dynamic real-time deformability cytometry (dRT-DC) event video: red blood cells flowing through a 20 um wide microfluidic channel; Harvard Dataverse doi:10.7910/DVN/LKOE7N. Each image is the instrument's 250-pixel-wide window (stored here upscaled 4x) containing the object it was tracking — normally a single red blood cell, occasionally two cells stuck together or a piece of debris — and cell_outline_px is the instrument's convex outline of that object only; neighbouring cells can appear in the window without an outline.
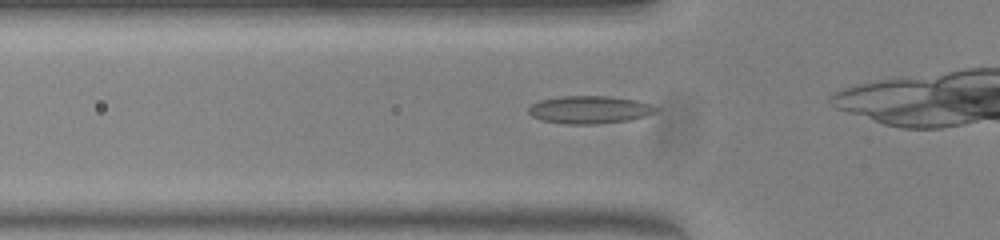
{"species": "common noctule bat (a hibernating species)", "species_latin": "Nyctalus noctula", "temperature_condition": "warm", "stored_images_in_passage": 26, "camera_frame_rate_fps": 3000, "um_per_image_px": 0.085, "animal": {"sex": "female", "body_mass_g": 23.0, "forearm_length_mm": 53.4}, "frame": {"image": 1, "passage_image": 3, "time_ms": 0.667, "image_size_px": [1000, 240], "cell_outline_px": [[660, 108], [656, 112], [644, 116], [628, 120], [596, 124], [568, 124], [540, 120], [532, 116], [528, 112], [528, 108], [532, 104], [540, 100], [560, 96], [608, 96], [636, 100]], "centroid_in_image_um": [50.09, 9.32], "position_along_channel_um": 75.7, "area_um2": 20.52}}
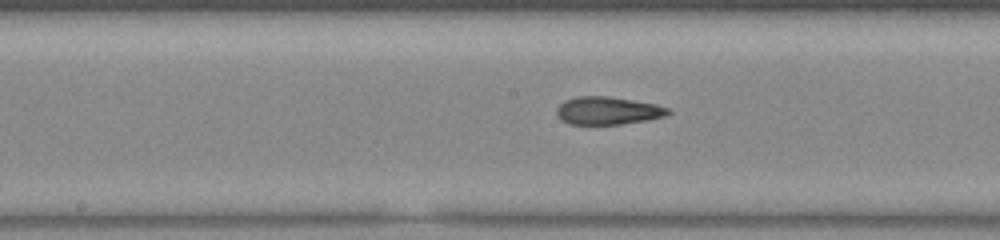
{"frame": {"image": 2, "passage_image": 12, "time_ms": 3.667, "image_size_px": [1000, 240], "cell_outline_px": [[672, 112], [664, 116], [648, 120], [620, 124], [568, 124], [560, 120], [556, 112], [556, 108], [564, 100], [576, 96], [608, 96], [656, 104], [668, 108]], "centroid_in_image_um": [51.63, 9.4], "position_along_channel_um": 196.6, "area_um2": 18.15}}
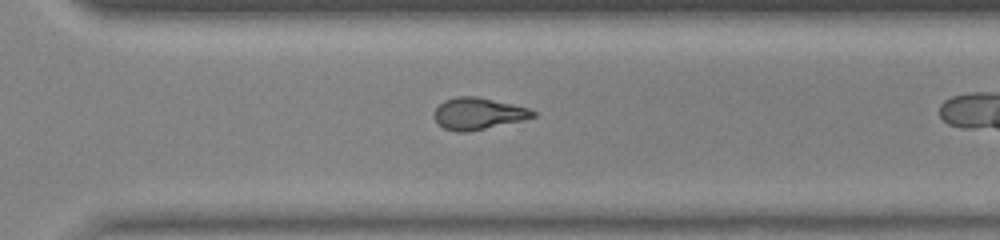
{"frame": {"image": 3, "passage_image": 22, "time_ms": 7.0, "image_size_px": [1000, 240], "cell_outline_px": [[536, 116], [524, 120], [468, 132], [456, 132], [444, 128], [432, 116], [436, 108], [444, 100], [456, 96], [476, 96], [512, 104], [528, 108], [536, 112]], "centroid_in_image_um": [40.63, 9.66], "position_along_channel_um": 330.0, "area_um2": 18.26}}